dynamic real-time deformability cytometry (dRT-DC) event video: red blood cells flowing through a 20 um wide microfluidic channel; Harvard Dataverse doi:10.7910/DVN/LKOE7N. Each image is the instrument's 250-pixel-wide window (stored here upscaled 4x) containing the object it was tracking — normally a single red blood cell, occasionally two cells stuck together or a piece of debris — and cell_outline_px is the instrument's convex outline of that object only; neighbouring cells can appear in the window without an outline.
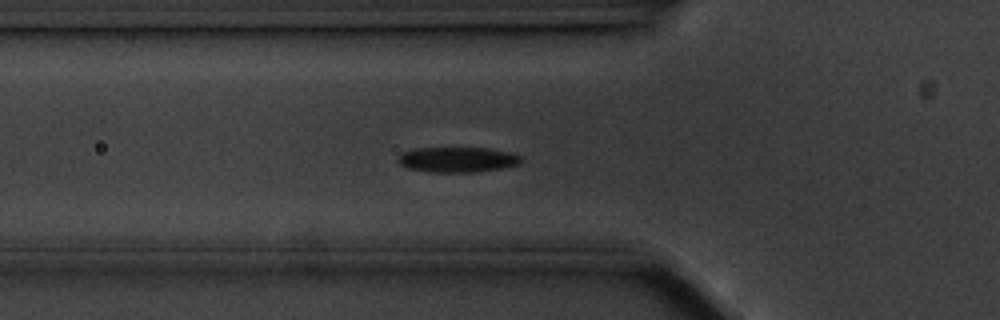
{"species": "common noctule bat (a hibernating species)", "species_latin": "Nyctalus noctula", "temperature_condition": "cold", "stored_images_in_passage": 58, "segment_of_instrument_passage": [1, 2], "camera_frame_rate_fps": 3000, "um_per_image_px": 0.085, "animal": {"sex": "male", "body_mass_g": 20.1, "forearm_length_mm": 53.5}, "frame": {"image": 1, "passage_image": 19, "time_ms": 6.0, "image_size_px": [1000, 320], "cell_outline_px": [[520, 164], [480, 172], [428, 172], [408, 168], [400, 164], [396, 160], [404, 152], [416, 148], [488, 148], [508, 152], [520, 156]], "centroid_in_image_um": [38.87, 13.57], "position_along_channel_um": 86.9, "area_um2": 17.98}}
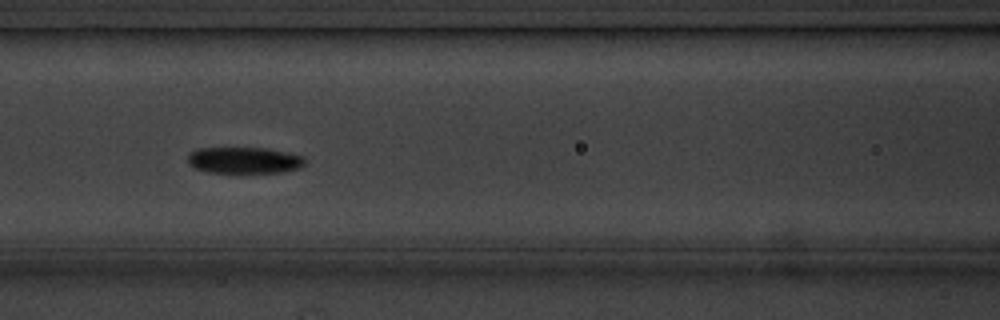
{"frame": {"image": 2, "passage_image": 24, "time_ms": 7.667, "image_size_px": [1000, 320], "cell_outline_px": [[304, 164], [300, 168], [284, 172], [236, 176], [208, 172], [196, 168], [188, 164], [188, 156], [192, 152], [200, 148], [268, 148], [304, 156]], "centroid_in_image_um": [20.78, 13.68], "position_along_channel_um": 145.8, "area_um2": 18.96}}
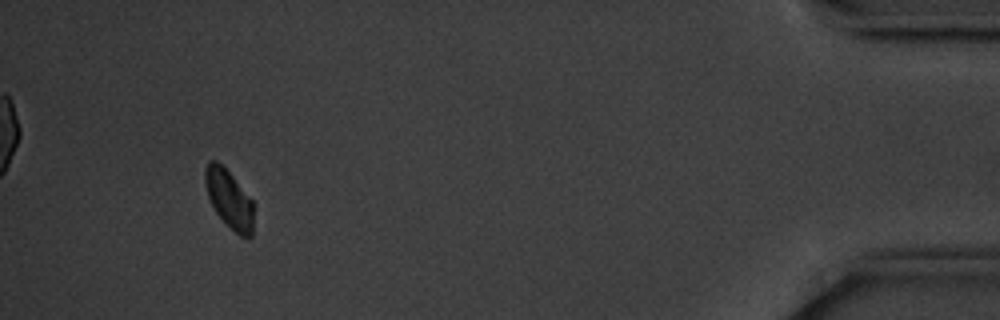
{"frame": {"image": 3, "passage_image": 53, "time_ms": 17.333, "image_size_px": [1000, 320], "cell_outline_px": [[252, 236], [240, 236], [216, 212], [208, 196], [204, 180], [204, 168], [208, 160], [216, 160], [232, 176], [252, 200]], "centroid_in_image_um": [19.44, 16.86], "position_along_channel_um": 415.8, "area_um2": 15.95}}